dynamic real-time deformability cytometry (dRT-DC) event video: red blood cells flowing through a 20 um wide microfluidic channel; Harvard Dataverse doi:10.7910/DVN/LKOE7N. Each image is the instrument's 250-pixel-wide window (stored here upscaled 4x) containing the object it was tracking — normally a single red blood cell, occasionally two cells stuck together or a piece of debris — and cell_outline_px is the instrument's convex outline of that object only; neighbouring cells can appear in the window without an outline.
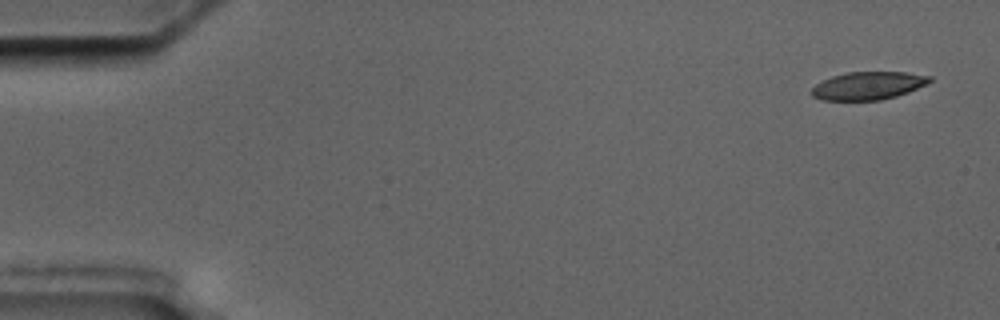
{"species": "common noctule bat (a hibernating species)", "species_latin": "Nyctalus noctula", "temperature_condition": "cold", "stored_images_in_passage": 4, "camera_frame_rate_fps": 3000, "um_per_image_px": 0.085, "animal": {"sex": "male", "body_mass_g": 17.5, "forearm_length_mm": 52.3}, "frame": {"image": 1, "passage_image": 1, "time_ms": 0.0, "image_size_px": [1000, 320], "cell_outline_px": [[932, 80], [908, 92], [896, 96], [880, 100], [824, 100], [812, 96], [812, 88], [816, 84], [832, 76], [848, 72], [904, 72], [932, 76]], "centroid_in_image_um": [73.79, 7.28], "position_along_channel_um": 11.2, "area_um2": 18.96}}
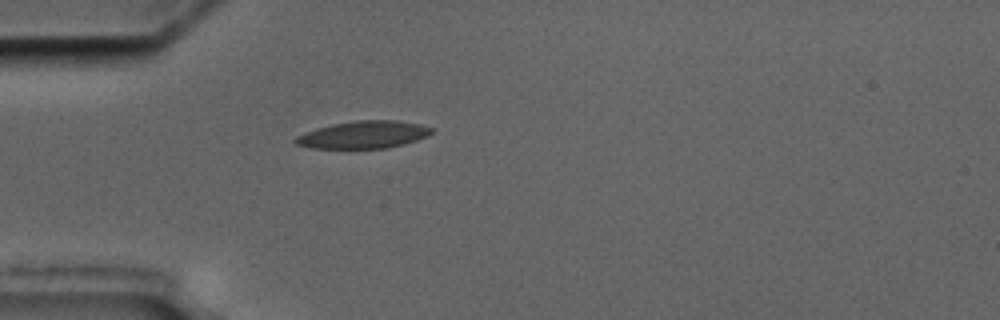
{"frame": {"image": 2, "passage_image": 4, "time_ms": 4.667, "image_size_px": [1000, 320], "cell_outline_px": [[432, 132], [428, 136], [404, 144], [388, 148], [312, 148], [296, 144], [292, 140], [296, 136], [304, 132], [316, 128], [332, 124], [356, 120], [396, 120], [420, 124], [432, 128]], "centroid_in_image_um": [30.88, 11.44], "position_along_channel_um": 54.1, "area_um2": 21.79}}